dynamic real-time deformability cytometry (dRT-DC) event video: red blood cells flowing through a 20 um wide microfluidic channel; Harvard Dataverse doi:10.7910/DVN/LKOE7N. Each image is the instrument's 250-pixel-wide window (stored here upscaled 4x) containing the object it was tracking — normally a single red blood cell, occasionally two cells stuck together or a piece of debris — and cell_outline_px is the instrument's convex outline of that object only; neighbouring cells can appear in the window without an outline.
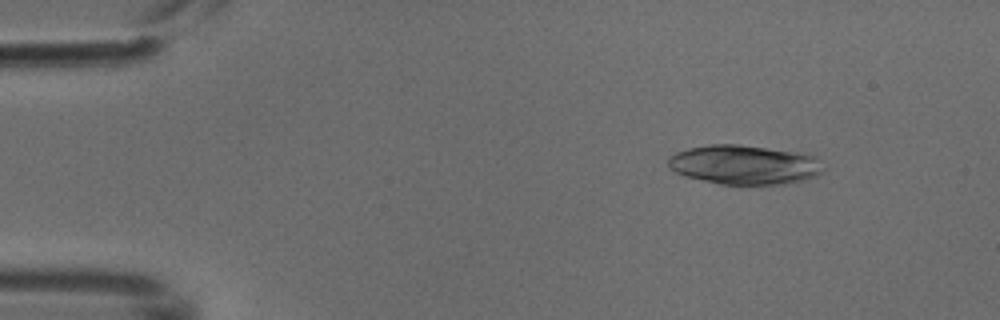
{"species": "common noctule bat (a hibernating species)", "species_latin": "Nyctalus noctula", "temperature_condition": "cold", "stored_images_in_passage": 3, "camera_frame_rate_fps": 3000, "um_per_image_px": 0.085, "animal": {"sex": "male", "body_mass_g": 18.8}, "frame": {"image": 1, "passage_image": 1, "time_ms": 0.0, "image_size_px": [1000, 320], "cell_outline_px": [[824, 172], [816, 176], [804, 180], [784, 184], [720, 184], [684, 176], [676, 172], [668, 164], [668, 160], [676, 152], [688, 148], [708, 144], [736, 144], [808, 152], [816, 156], [820, 160]], "centroid_in_image_um": [63.35, 13.98], "position_along_channel_um": 21.7, "area_um2": 35.95}}